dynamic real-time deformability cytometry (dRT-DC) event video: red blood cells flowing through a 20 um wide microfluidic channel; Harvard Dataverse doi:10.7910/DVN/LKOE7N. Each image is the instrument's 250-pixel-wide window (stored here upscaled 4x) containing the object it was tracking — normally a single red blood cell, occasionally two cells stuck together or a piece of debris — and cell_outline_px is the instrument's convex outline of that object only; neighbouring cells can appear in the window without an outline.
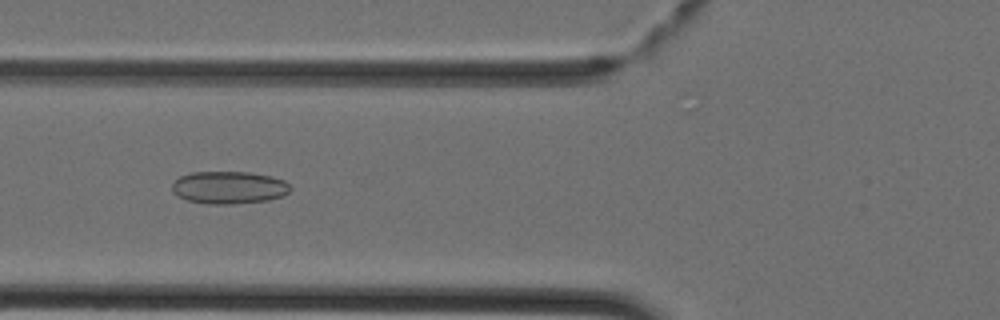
{"species": "Egyptian fruit bat (a non-hibernating species)", "species_latin": "Rousettus aegyptiacus", "temperature_condition": "cold", "stored_images_in_passage": 42, "camera_frame_rate_fps": 3000, "um_per_image_px": 0.085, "animal": {"sex": "female"}, "frame": {"image": 1, "passage_image": 17, "time_ms": 5.333, "image_size_px": [1000, 320], "cell_outline_px": [[292, 188], [284, 196], [268, 200], [232, 204], [208, 204], [188, 200], [172, 192], [172, 184], [180, 176], [192, 172], [252, 172], [272, 176], [284, 180]], "centroid_in_image_um": [19.49, 15.93], "position_along_channel_um": 106.3, "area_um2": 22.48}}
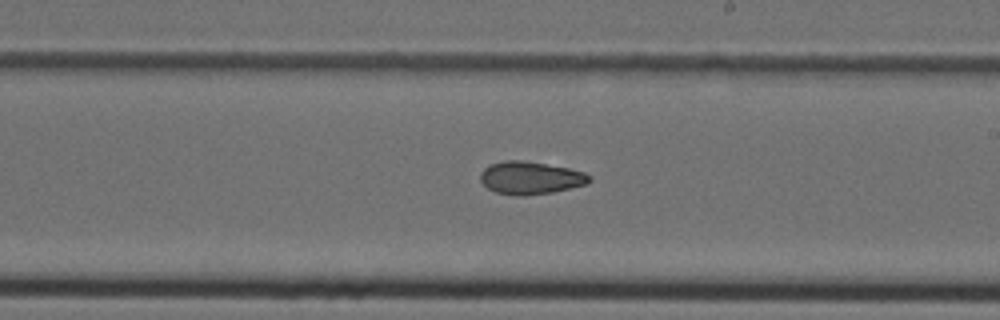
{"frame": {"image": 2, "passage_image": 26, "time_ms": 8.333, "image_size_px": [1000, 320], "cell_outline_px": [[592, 180], [588, 184], [552, 192], [524, 196], [516, 196], [496, 192], [488, 188], [480, 180], [480, 172], [488, 164], [504, 160], [520, 160], [568, 168], [584, 172], [592, 176]], "centroid_in_image_um": [45.08, 15.12], "position_along_channel_um": 243.9, "area_um2": 20.87}}
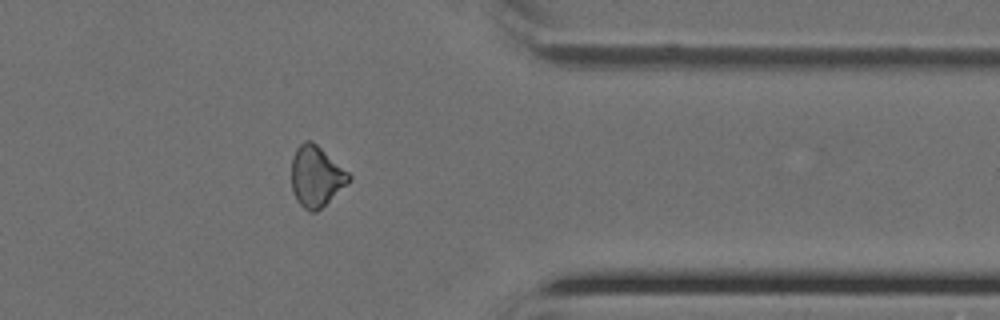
{"frame": {"image": 3, "passage_image": 36, "time_ms": 11.667, "image_size_px": [1000, 320], "cell_outline_px": [[352, 180], [348, 184], [316, 212], [312, 212], [304, 208], [296, 200], [292, 192], [292, 156], [296, 148], [304, 140], [312, 140], [348, 172], [352, 176]], "centroid_in_image_um": [26.87, 14.99], "position_along_channel_um": 384.5, "area_um2": 20.35}}